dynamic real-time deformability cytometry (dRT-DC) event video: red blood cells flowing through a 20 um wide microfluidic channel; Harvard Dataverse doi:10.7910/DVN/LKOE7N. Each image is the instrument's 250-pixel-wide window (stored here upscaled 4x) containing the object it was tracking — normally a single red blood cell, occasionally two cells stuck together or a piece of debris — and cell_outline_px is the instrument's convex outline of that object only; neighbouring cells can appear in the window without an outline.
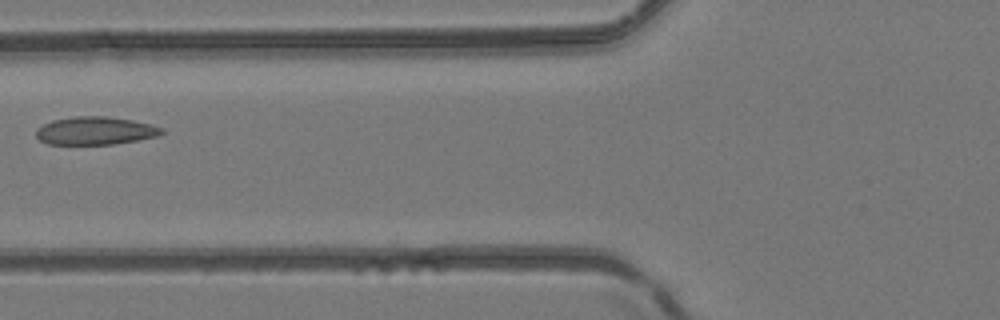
{"species": "common noctule bat (a hibernating species)", "species_latin": "Nyctalus noctula", "temperature_condition": "room temperature", "stored_images_in_passage": 3, "camera_frame_rate_fps": 3000, "um_per_image_px": 0.085, "animal": {"sex": "female", "body_mass_g": 24.6, "forearm_length_mm": 56.2}, "frame": {"image": 1, "passage_image": 2, "time_ms": 1.333, "image_size_px": [1000, 320], "cell_outline_px": [[164, 132], [160, 136], [112, 144], [48, 144], [40, 140], [36, 136], [36, 128], [52, 120], [72, 116], [108, 116], [132, 120], [152, 124], [164, 128]], "centroid_in_image_um": [8.12, 11.1], "position_along_channel_um": 117.7, "area_um2": 20.63}}
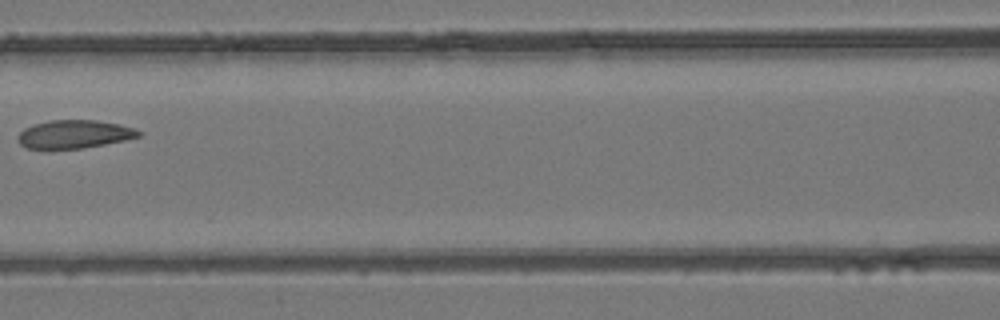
{"frame": {"image": 2, "passage_image": 3, "time_ms": 2.333, "image_size_px": [1000, 320], "cell_outline_px": [[140, 136], [124, 140], [84, 148], [48, 152], [28, 148], [20, 144], [16, 140], [16, 136], [24, 128], [32, 124], [52, 120], [96, 120], [120, 124], [136, 128], [140, 132]], "centroid_in_image_um": [6.22, 11.44], "position_along_channel_um": 160.4, "area_um2": 20.63}}